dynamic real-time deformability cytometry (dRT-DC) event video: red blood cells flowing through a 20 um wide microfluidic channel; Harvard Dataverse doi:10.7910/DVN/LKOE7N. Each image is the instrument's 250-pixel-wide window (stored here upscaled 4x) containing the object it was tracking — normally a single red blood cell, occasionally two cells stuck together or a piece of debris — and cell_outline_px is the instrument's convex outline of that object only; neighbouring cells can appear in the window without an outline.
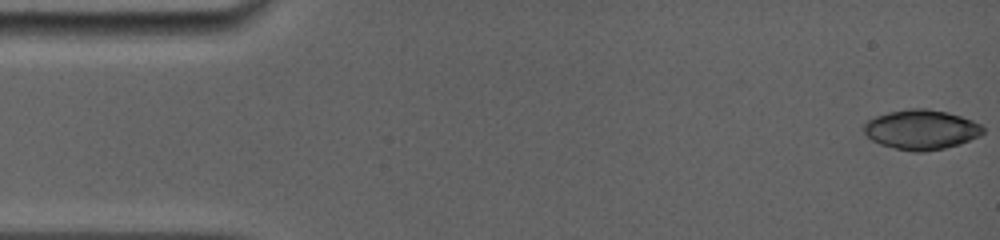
{"species": "common noctule bat (a hibernating species)", "species_latin": "Nyctalus noctula", "temperature_condition": "room temperature", "stored_images_in_passage": 9, "camera_frame_rate_fps": 5000, "um_per_image_px": 0.085, "animal": {"sex": "female", "body_mass_g": 19.0, "forearm_length_mm": 56.7}, "frame": {"image": 1, "passage_image": 1, "time_ms": 0.0, "image_size_px": [1000, 240], "cell_outline_px": [[984, 132], [980, 136], [960, 144], [944, 148], [924, 152], [912, 152], [880, 144], [872, 140], [864, 132], [864, 124], [868, 120], [876, 116], [888, 112], [908, 108], [928, 108], [948, 112], [972, 120], [980, 124], [984, 128]], "centroid_in_image_um": [78.32, 11.01], "position_along_channel_um": 6.7, "area_um2": 27.69}}
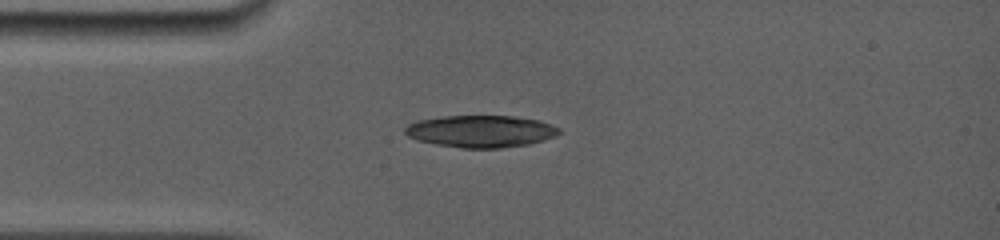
{"frame": {"image": 2, "passage_image": 9, "time_ms": 3.8, "image_size_px": [1000, 240], "cell_outline_px": [[560, 132], [556, 136], [544, 140], [528, 144], [500, 148], [460, 148], [436, 144], [420, 140], [408, 136], [404, 132], [404, 128], [408, 124], [416, 120], [444, 116], [512, 116], [540, 120], [552, 124], [560, 128]], "centroid_in_image_um": [40.89, 11.15], "position_along_channel_um": 44.1, "area_um2": 28.84}}